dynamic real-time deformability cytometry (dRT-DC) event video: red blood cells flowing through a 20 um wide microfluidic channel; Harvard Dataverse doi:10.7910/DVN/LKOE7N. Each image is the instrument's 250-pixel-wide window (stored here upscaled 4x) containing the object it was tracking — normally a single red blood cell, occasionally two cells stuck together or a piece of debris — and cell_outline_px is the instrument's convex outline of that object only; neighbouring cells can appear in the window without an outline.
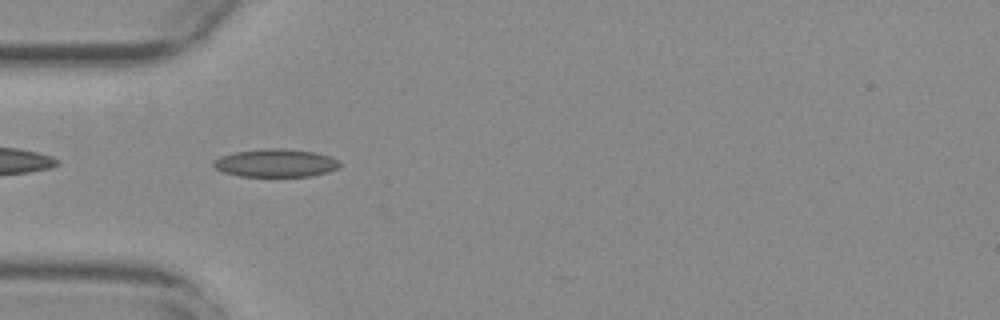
{"species": "common noctule bat (a hibernating species)", "species_latin": "Nyctalus noctula", "temperature_condition": "warm", "stored_images_in_passage": 39, "camera_frame_rate_fps": 3000, "um_per_image_px": 0.085, "animal": {"sex": "female", "body_mass_g": 29.2, "forearm_length_mm": 56.3}, "frame": {"image": 1, "passage_image": 2, "time_ms": 0.333, "image_size_px": [1000, 320], "cell_outline_px": [[340, 168], [328, 172], [312, 176], [240, 176], [224, 172], [216, 168], [212, 164], [220, 156], [236, 152], [268, 148], [284, 148], [316, 152], [340, 160]], "centroid_in_image_um": [23.49, 13.85], "position_along_channel_um": 61.5, "area_um2": 20.58}}
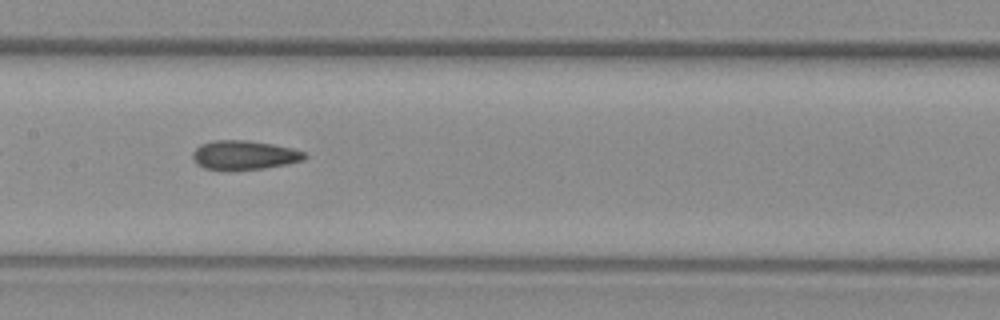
{"frame": {"image": 2, "passage_image": 12, "time_ms": 3.667, "image_size_px": [1000, 320], "cell_outline_px": [[308, 156], [304, 160], [288, 164], [264, 168], [204, 168], [196, 164], [192, 156], [192, 152], [200, 144], [212, 140], [248, 140], [272, 144], [292, 148], [304, 152]], "centroid_in_image_um": [20.77, 13.15], "position_along_channel_um": 186.6, "area_um2": 18.67}}
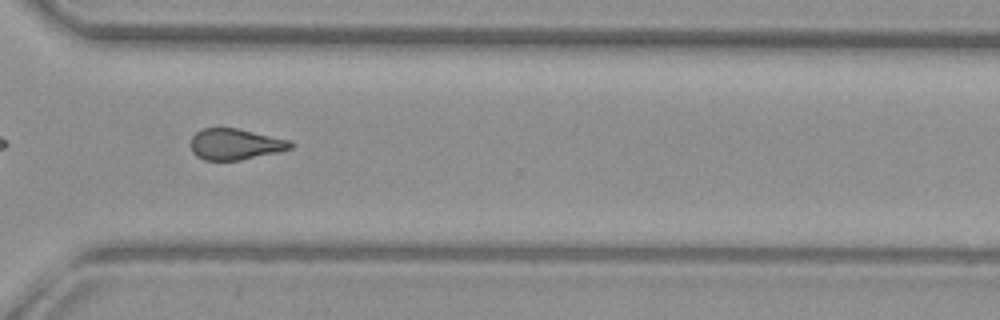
{"frame": {"image": 3, "passage_image": 25, "time_ms": 8.0, "image_size_px": [1000, 320], "cell_outline_px": [[296, 144], [292, 148], [276, 152], [240, 160], [204, 160], [196, 156], [192, 152], [188, 144], [192, 136], [196, 132], [204, 128], [236, 128], [292, 140]], "centroid_in_image_um": [19.98, 12.25], "position_along_channel_um": 350.6, "area_um2": 18.26}, "authors_computed_cell_mechanics": {"area_um2": 18.7272, "velocity_mm_per_s": 3.7943, "shape_relaxation_time_tau1_ms": null, "shape_relaxation_time_tau2_ms": 2.4894, "deformation_change_tau1": null, "deformation_change_tau2": 0.0886}}